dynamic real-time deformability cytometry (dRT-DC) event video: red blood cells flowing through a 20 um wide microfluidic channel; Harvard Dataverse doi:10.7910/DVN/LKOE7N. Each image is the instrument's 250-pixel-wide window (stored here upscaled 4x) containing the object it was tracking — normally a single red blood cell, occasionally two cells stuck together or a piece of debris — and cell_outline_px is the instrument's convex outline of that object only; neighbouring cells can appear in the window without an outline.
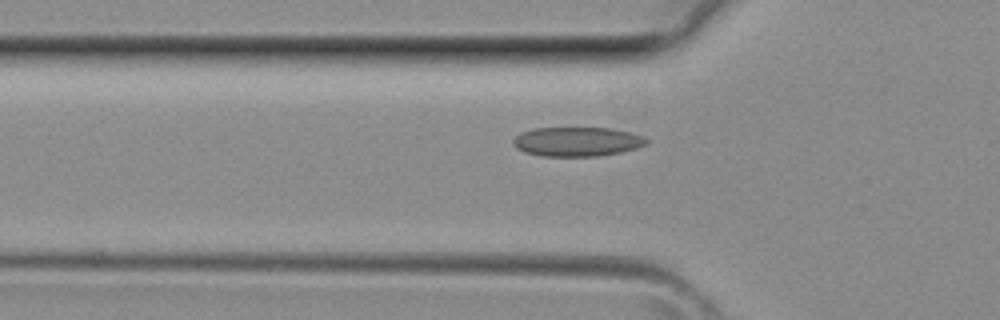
{"species": "common noctule bat (a hibernating species)", "species_latin": "Nyctalus noctula", "temperature_condition": "room temperature", "stored_images_in_passage": 27, "camera_frame_rate_fps": 3000, "um_per_image_px": 0.085, "animal": {"sex": "female", "body_mass_g": 29.2, "forearm_length_mm": 56.3}, "frame": {"image": 1, "passage_image": 5, "time_ms": 1.333, "image_size_px": [1000, 320], "cell_outline_px": [[648, 144], [636, 148], [620, 152], [596, 156], [544, 156], [524, 152], [516, 148], [512, 144], [512, 140], [520, 132], [532, 128], [612, 128], [644, 136], [648, 140]], "centroid_in_image_um": [49.03, 12.03], "position_along_channel_um": 76.8, "area_um2": 22.83}}
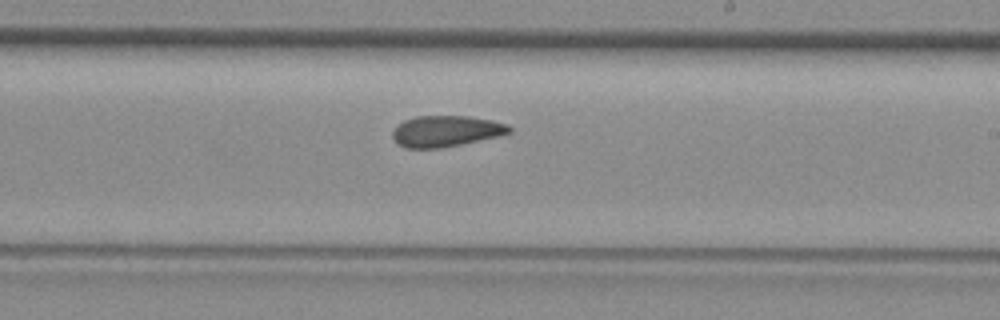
{"frame": {"image": 2, "passage_image": 15, "time_ms": 4.667, "image_size_px": [1000, 320], "cell_outline_px": [[512, 132], [496, 136], [460, 144], [440, 148], [404, 148], [396, 144], [392, 136], [392, 132], [404, 120], [416, 116], [468, 116], [492, 120], [508, 124], [512, 128]], "centroid_in_image_um": [37.89, 11.14], "position_along_channel_um": 251.1, "area_um2": 21.04}}
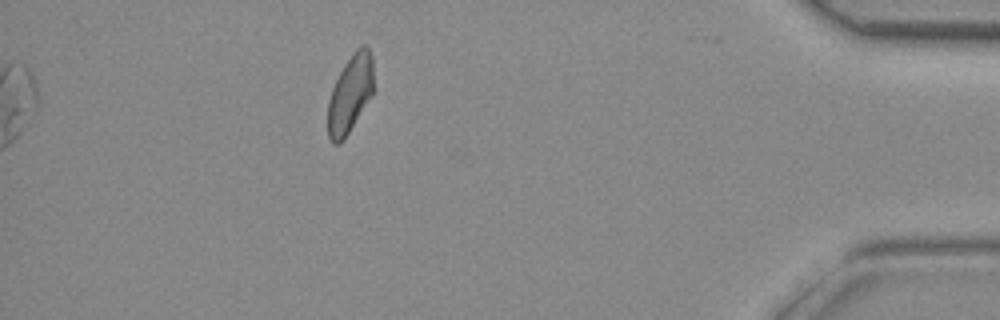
{"frame": {"image": 3, "passage_image": 27, "time_ms": 8.667, "image_size_px": [1000, 320], "cell_outline_px": [[372, 96], [344, 140], [336, 144], [332, 144], [328, 136], [328, 100], [332, 88], [344, 64], [356, 48], [360, 44], [364, 44], [368, 48], [372, 56]], "centroid_in_image_um": [29.75, 7.99], "position_along_channel_um": 405.4, "area_um2": 20.69}}